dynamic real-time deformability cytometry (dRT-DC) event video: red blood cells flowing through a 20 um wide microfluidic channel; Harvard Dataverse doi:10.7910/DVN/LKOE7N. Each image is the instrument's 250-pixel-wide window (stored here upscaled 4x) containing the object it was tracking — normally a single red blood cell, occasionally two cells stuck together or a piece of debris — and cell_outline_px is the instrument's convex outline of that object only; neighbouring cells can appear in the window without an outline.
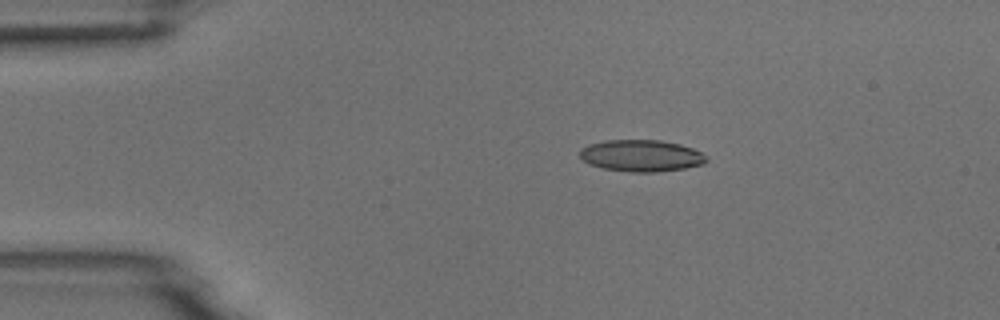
{"species": "common noctule bat (a hibernating species)", "species_latin": "Nyctalus noctula", "temperature_condition": "room temperature", "stored_images_in_passage": 2, "camera_frame_rate_fps": 3000, "um_per_image_px": 0.085, "animal": {"sex": "male", "body_mass_g": 18.8}, "frame": {"image": 1, "passage_image": 1, "time_ms": 0.0, "image_size_px": [1000, 320], "cell_outline_px": [[708, 160], [704, 164], [684, 168], [656, 172], [632, 172], [604, 168], [588, 164], [580, 156], [580, 148], [588, 144], [604, 140], [660, 140], [680, 144], [692, 148], [700, 152]], "centroid_in_image_um": [54.48, 13.23], "position_along_channel_um": 30.5, "area_um2": 23.35}}